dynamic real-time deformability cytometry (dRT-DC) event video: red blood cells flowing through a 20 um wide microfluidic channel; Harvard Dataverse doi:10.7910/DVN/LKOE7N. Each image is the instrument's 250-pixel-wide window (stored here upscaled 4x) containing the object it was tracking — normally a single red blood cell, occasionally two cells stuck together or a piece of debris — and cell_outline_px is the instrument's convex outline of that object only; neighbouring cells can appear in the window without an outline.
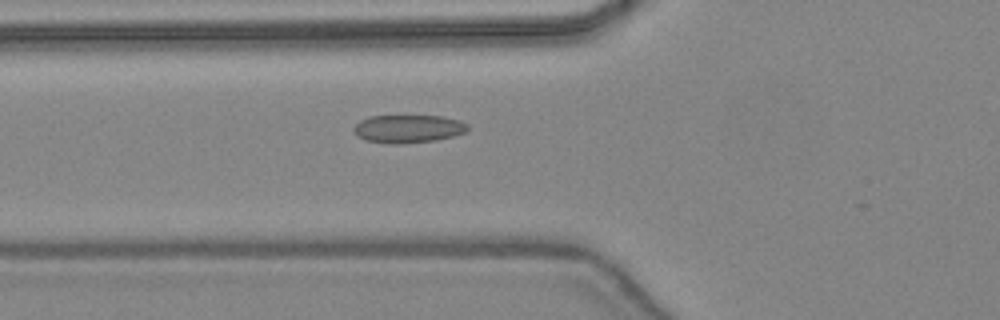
{"species": "common noctule bat (a hibernating species)", "species_latin": "Nyctalus noctula", "temperature_condition": "warm", "stored_images_in_passage": 19, "camera_frame_rate_fps": 3000, "um_per_image_px": 0.085, "animal": {"sex": "female", "body_mass_g": 24.6, "forearm_length_mm": 56.2}, "frame": {"image": 1, "passage_image": 13, "time_ms": 4.0, "image_size_px": [1000, 320], "cell_outline_px": [[468, 128], [464, 132], [452, 136], [436, 140], [400, 144], [388, 144], [364, 140], [352, 128], [360, 120], [368, 116], [440, 116], [460, 120], [468, 124]], "centroid_in_image_um": [34.68, 10.94], "position_along_channel_um": 91.1, "area_um2": 18.55}}
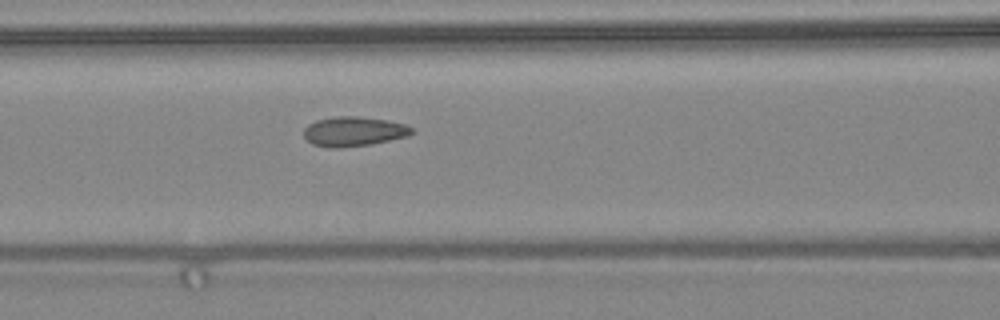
{"frame": {"image": 2, "passage_image": 16, "time_ms": 5.0, "image_size_px": [1000, 320], "cell_outline_px": [[412, 132], [408, 136], [372, 144], [340, 148], [332, 148], [312, 144], [304, 136], [304, 128], [308, 124], [316, 120], [336, 116], [356, 116], [388, 120], [404, 124], [412, 128]], "centroid_in_image_um": [30.05, 11.17], "position_along_channel_um": 136.6, "area_um2": 18.61}}